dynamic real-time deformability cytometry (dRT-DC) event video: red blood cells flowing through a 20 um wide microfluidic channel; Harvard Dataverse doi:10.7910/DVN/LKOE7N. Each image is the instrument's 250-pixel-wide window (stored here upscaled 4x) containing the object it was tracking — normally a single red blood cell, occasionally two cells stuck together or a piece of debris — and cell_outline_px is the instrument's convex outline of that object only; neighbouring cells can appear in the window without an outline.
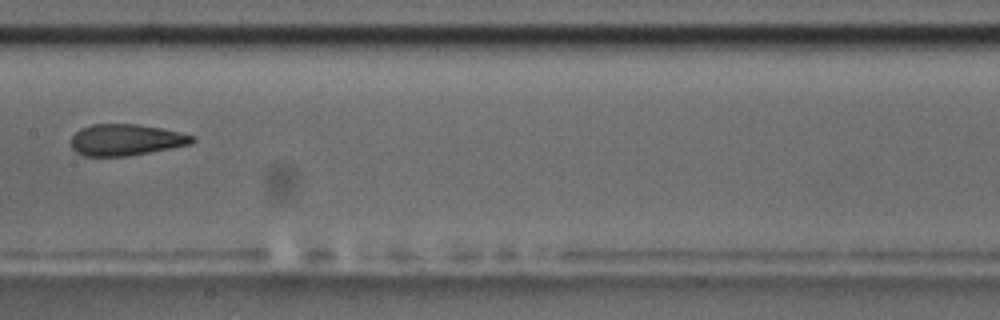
{"species": "common noctule bat (a hibernating species)", "species_latin": "Nyctalus noctula", "temperature_condition": "room temperature", "stored_images_in_passage": 7, "camera_frame_rate_fps": 3000, "um_per_image_px": 0.085, "animal": {"sex": "male", "body_mass_g": 17.5, "forearm_length_mm": 52.3}, "frame": {"image": 1, "passage_image": 4, "time_ms": 1.0, "image_size_px": [1000, 320], "cell_outline_px": [[196, 140], [192, 144], [128, 156], [84, 156], [76, 152], [72, 148], [72, 136], [80, 128], [92, 124], [136, 124], [160, 128], [180, 132], [196, 136]], "centroid_in_image_um": [10.72, 11.88], "position_along_channel_um": 196.7, "area_um2": 22.2}}